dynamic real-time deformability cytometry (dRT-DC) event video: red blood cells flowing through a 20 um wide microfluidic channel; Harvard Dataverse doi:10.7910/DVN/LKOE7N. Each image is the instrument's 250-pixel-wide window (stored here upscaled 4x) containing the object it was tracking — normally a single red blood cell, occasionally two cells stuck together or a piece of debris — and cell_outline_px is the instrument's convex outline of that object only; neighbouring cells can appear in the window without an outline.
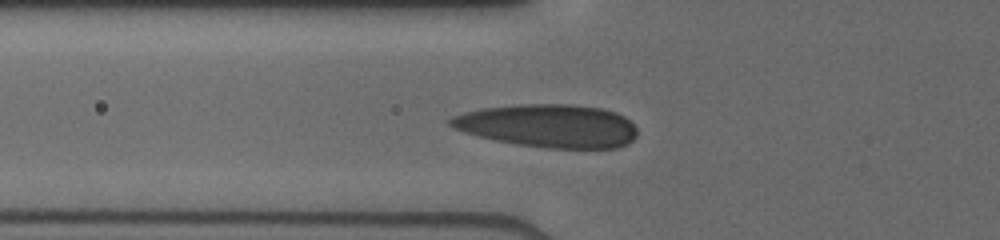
{"species": "human", "species_latin": "Homo sapiens", "temperature_condition": "cold", "stored_images_in_passage": 41, "camera_frame_rate_fps": 3000, "um_per_image_px": 0.085, "donor": {"sex": "male"}, "frame": {"image": 1, "passage_image": 5, "time_ms": 2.667, "image_size_px": [1000, 240], "cell_outline_px": [[636, 136], [628, 144], [616, 148], [548, 148], [516, 144], [496, 140], [464, 132], [452, 128], [448, 124], [448, 120], [452, 116], [484, 108], [520, 104], [572, 104], [600, 108], [616, 112], [624, 116], [636, 128]], "centroid_in_image_um": [46.62, 10.7], "position_along_channel_um": 79.2, "area_um2": 46.82}}
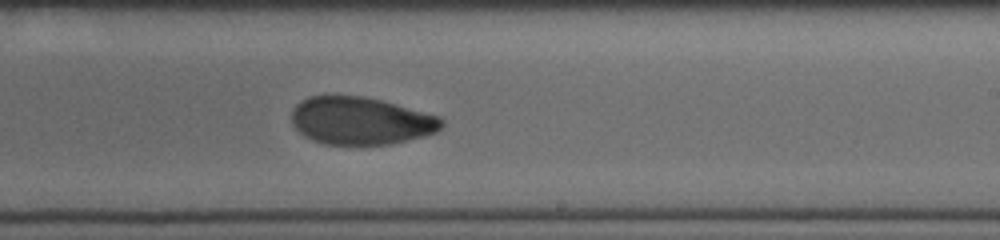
{"frame": {"image": 2, "passage_image": 22, "time_ms": 7.0, "image_size_px": [1000, 240], "cell_outline_px": [[444, 124], [436, 132], [424, 136], [392, 144], [324, 144], [312, 140], [304, 136], [292, 124], [292, 112], [296, 104], [312, 96], [364, 96], [380, 100], [440, 116], [444, 120]], "centroid_in_image_um": [30.68, 10.27], "position_along_channel_um": 258.3, "area_um2": 41.38}}
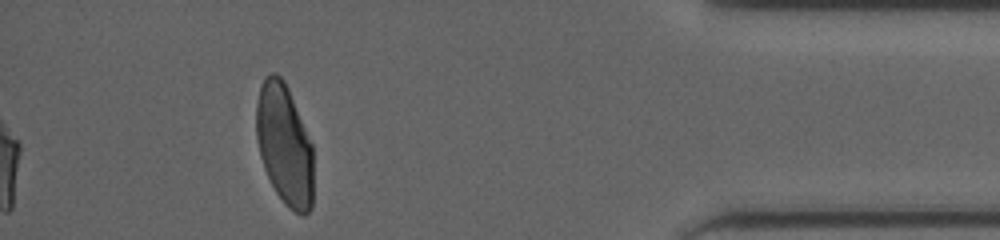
{"frame": {"image": 3, "passage_image": 41, "time_ms": 11.667, "image_size_px": [1000, 240], "cell_outline_px": [[312, 208], [304, 216], [300, 216], [288, 208], [284, 204], [276, 192], [264, 168], [260, 156], [256, 136], [256, 104], [260, 84], [264, 76], [272, 72], [276, 72], [284, 80], [288, 88], [312, 144]], "centroid_in_image_um": [24.16, 12.29], "position_along_channel_um": 411.0, "area_um2": 40.46}}